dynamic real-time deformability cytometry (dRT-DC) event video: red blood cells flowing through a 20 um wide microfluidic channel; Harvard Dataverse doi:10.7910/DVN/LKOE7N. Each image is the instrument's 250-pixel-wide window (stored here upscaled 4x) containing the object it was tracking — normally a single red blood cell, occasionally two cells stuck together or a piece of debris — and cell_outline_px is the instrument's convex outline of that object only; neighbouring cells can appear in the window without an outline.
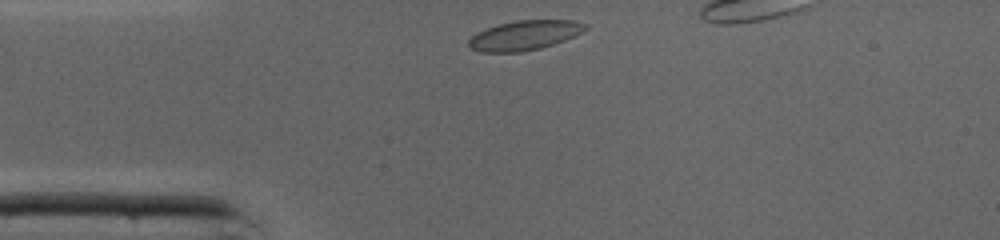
{"species": "common noctule bat (a hibernating species)", "species_latin": "Nyctalus noctula", "temperature_condition": "cold", "stored_images_in_passage": 28, "camera_frame_rate_fps": 3000, "um_per_image_px": 0.085, "animal": {"sex": "male", "body_mass_g": 19.0, "forearm_length_mm": 50.8}, "frame": {"image": 1, "passage_image": 1, "time_ms": 0.0, "image_size_px": [1000, 240], "cell_outline_px": [[588, 28], [564, 40], [540, 48], [520, 52], [480, 52], [472, 48], [468, 44], [468, 40], [476, 32], [500, 24], [516, 20], [576, 20], [588, 24]], "centroid_in_image_um": [44.58, 2.99], "position_along_channel_um": 40.4, "area_um2": 19.94}}
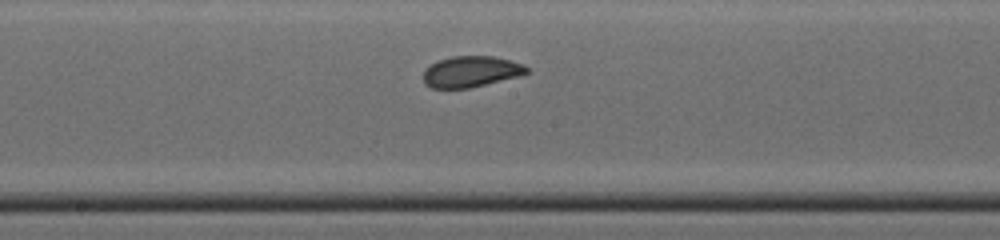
{"frame": {"image": 2, "passage_image": 14, "time_ms": 4.333, "image_size_px": [1000, 240], "cell_outline_px": [[528, 72], [520, 76], [468, 88], [432, 88], [424, 84], [424, 72], [432, 64], [440, 60], [452, 56], [492, 56], [524, 64], [528, 68]], "centroid_in_image_um": [40.05, 6.09], "position_along_channel_um": 208.2, "area_um2": 18.44}}
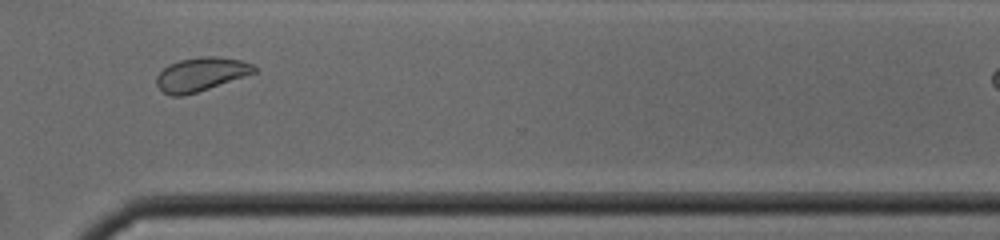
{"frame": {"image": 3, "passage_image": 24, "time_ms": 7.667, "image_size_px": [1000, 240], "cell_outline_px": [[260, 72], [184, 96], [172, 96], [164, 92], [156, 84], [156, 76], [168, 64], [180, 60], [200, 56], [216, 56], [244, 60], [252, 64]], "centroid_in_image_um": [17.13, 6.3], "position_along_channel_um": 353.5, "area_um2": 19.42}}